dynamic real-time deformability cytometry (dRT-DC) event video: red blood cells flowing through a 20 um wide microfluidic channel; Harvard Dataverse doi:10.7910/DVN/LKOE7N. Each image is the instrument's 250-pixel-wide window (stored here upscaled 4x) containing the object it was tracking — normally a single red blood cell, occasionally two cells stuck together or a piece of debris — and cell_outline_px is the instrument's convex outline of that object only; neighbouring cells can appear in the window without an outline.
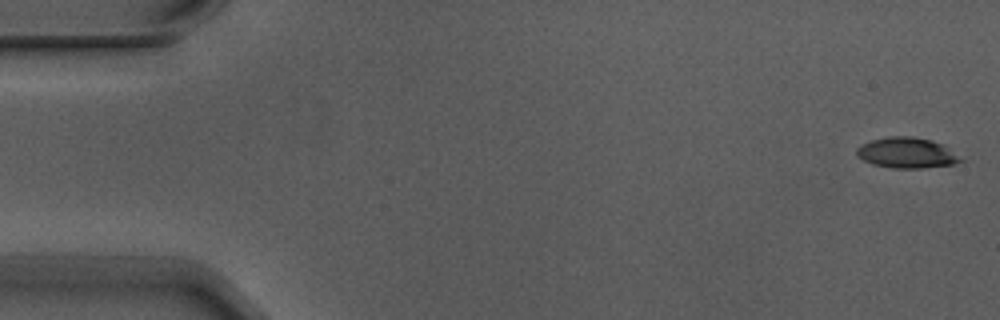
{"species": "Egyptian fruit bat (a non-hibernating species)", "species_latin": "Rousettus aegyptiacus", "temperature_condition": "warm", "stored_images_in_passage": 5, "camera_frame_rate_fps": 3000, "um_per_image_px": 0.085, "animal": {"sex": "male"}, "frame": {"image": 1, "passage_image": 1, "time_ms": 0.0, "image_size_px": [1000, 320], "cell_outline_px": [[964, 160], [952, 164], [924, 168], [892, 168], [872, 164], [856, 156], [856, 148], [860, 144], [872, 140], [888, 136], [912, 136], [932, 140], [964, 156]], "centroid_in_image_um": [77.08, 12.99], "position_along_channel_um": 7.9, "area_um2": 18.73}}
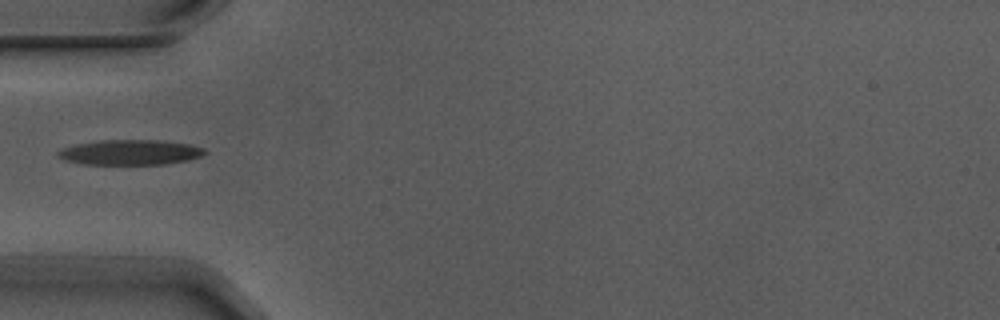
{"frame": {"image": 2, "passage_image": 5, "time_ms": 1.333, "image_size_px": [1000, 320], "cell_outline_px": [[208, 152], [200, 156], [188, 160], [164, 164], [84, 164], [64, 160], [56, 156], [56, 152], [60, 148], [76, 144], [96, 140], [156, 140], [188, 144], [204, 148]], "centroid_in_image_um": [11.0, 12.94], "position_along_channel_um": 74.0, "area_um2": 21.56}}